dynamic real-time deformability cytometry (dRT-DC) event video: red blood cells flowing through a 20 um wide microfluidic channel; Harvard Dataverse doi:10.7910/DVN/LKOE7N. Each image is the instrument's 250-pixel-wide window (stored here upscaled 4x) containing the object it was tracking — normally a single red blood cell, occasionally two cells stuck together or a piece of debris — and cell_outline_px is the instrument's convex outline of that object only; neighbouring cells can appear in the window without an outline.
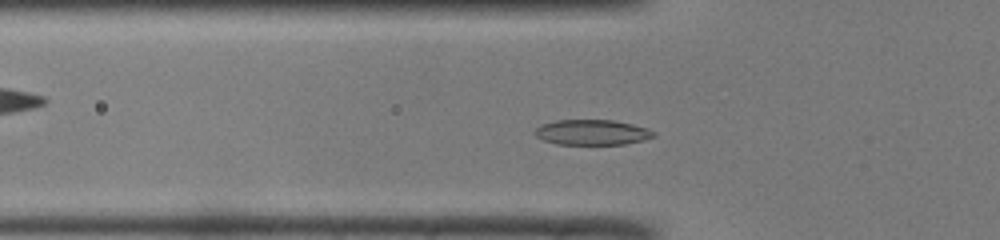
{"species": "common noctule bat (a hibernating species)", "species_latin": "Nyctalus noctula", "temperature_condition": "room temperature", "stored_images_in_passage": 44, "camera_frame_rate_fps": 3000, "um_per_image_px": 0.085, "animal": {"sex": "male", "body_mass_g": 19.0, "forearm_length_mm": 50.8}, "frame": {"image": 1, "passage_image": 10, "time_ms": 3.0, "image_size_px": [1000, 240], "cell_outline_px": [[656, 136], [644, 140], [624, 144], [556, 144], [544, 140], [536, 136], [536, 128], [540, 124], [556, 120], [612, 120], [632, 124], [648, 128], [656, 132]], "centroid_in_image_um": [50.36, 11.24], "position_along_channel_um": 75.4, "area_um2": 17.51}}
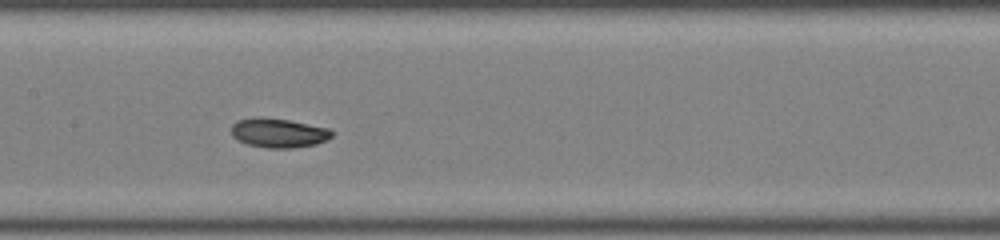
{"frame": {"image": 2, "passage_image": 18, "time_ms": 5.667, "image_size_px": [1000, 240], "cell_outline_px": [[332, 136], [328, 140], [316, 144], [292, 148], [268, 148], [248, 144], [236, 140], [232, 136], [232, 124], [236, 120], [256, 116], [260, 116], [288, 120], [328, 128], [332, 132]], "centroid_in_image_um": [23.64, 11.29], "position_along_channel_um": 183.8, "area_um2": 17.28}}
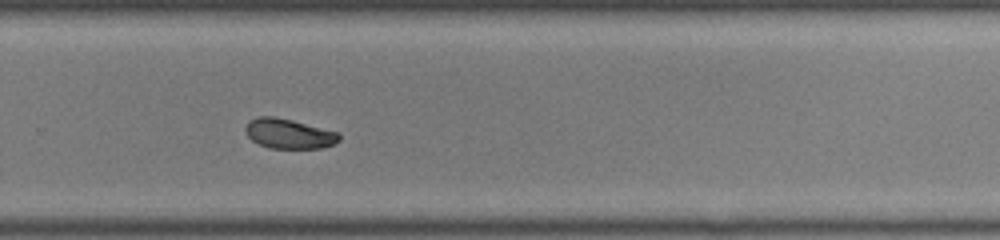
{"frame": {"image": 3, "passage_image": 27, "time_ms": 8.667, "image_size_px": [1000, 240], "cell_outline_px": [[340, 140], [324, 148], [268, 148], [252, 140], [244, 132], [244, 128], [248, 120], [256, 116], [276, 116], [340, 132]], "centroid_in_image_um": [24.53, 11.35], "position_along_channel_um": 305.3, "area_um2": 16.53}, "authors_computed_cell_mechanics": {"area_um2": 17.1088, "velocity_mm_per_s": 4.0559, "shape_relaxation_time_tau1_ms": 2.7999, "shape_relaxation_time_tau2_ms": 5.7818, "deformation_change_tau1": 0.1181, "deformation_change_tau2": 0.0661}}